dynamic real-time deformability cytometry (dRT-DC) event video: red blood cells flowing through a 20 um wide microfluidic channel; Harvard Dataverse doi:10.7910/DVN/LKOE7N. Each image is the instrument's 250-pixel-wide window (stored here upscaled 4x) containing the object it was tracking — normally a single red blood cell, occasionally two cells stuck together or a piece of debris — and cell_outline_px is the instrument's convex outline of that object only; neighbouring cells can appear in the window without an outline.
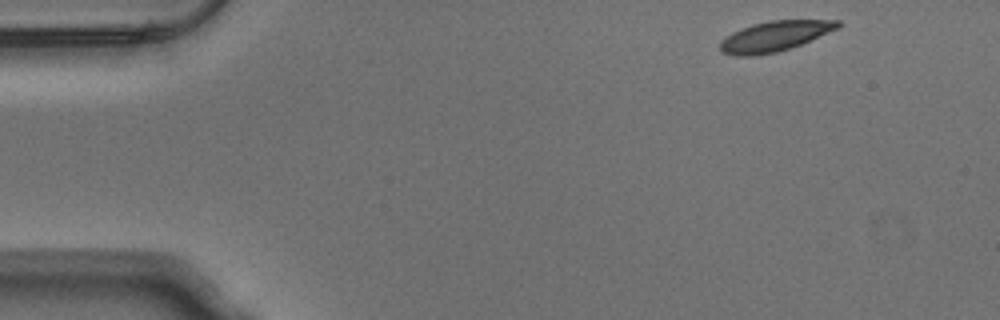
{"species": "Egyptian fruit bat (a non-hibernating species)", "species_latin": "Rousettus aegyptiacus", "temperature_condition": "warm", "stored_images_in_passage": 48, "camera_frame_rate_fps": 3000, "um_per_image_px": 0.085, "animal": {"sex": "male"}, "frame": {"image": 1, "passage_image": 1, "time_ms": 0.0, "image_size_px": [1000, 320], "cell_outline_px": [[844, 24], [840, 28], [792, 48], [776, 52], [752, 56], [736, 56], [720, 52], [720, 40], [732, 32], [752, 24], [772, 20], [840, 20]], "centroid_in_image_um": [65.88, 3.08], "position_along_channel_um": 19.1, "area_um2": 20.98}}
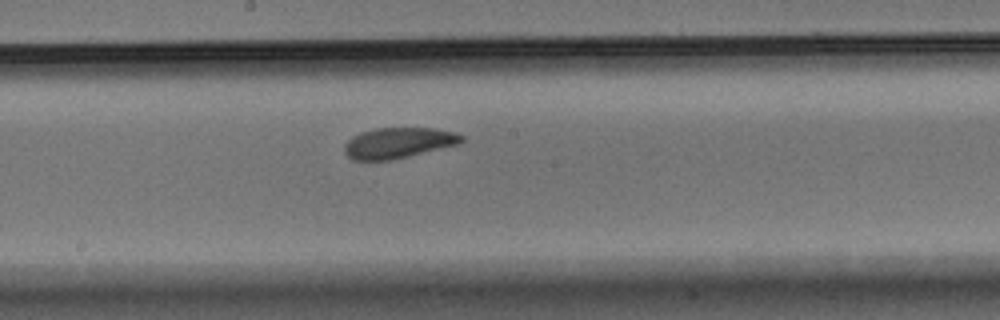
{"frame": {"image": 2, "passage_image": 24, "time_ms": 7.667, "image_size_px": [1000, 320], "cell_outline_px": [[464, 140], [456, 144], [392, 160], [352, 160], [344, 152], [344, 144], [352, 136], [360, 132], [376, 128], [432, 128], [452, 132], [464, 136]], "centroid_in_image_um": [33.79, 12.14], "position_along_channel_um": 214.4, "area_um2": 20.69}}
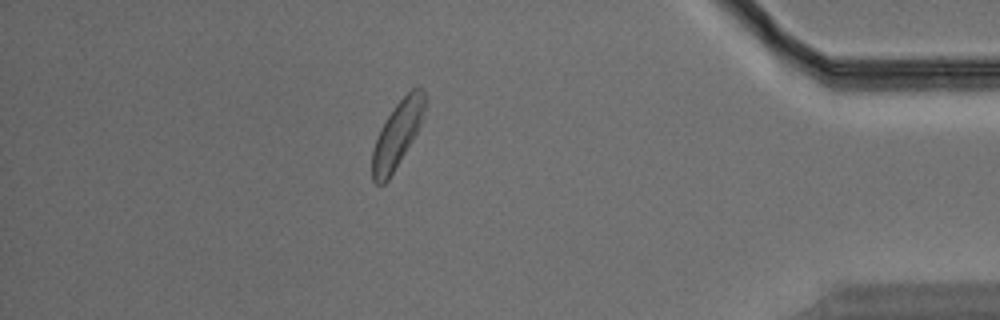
{"frame": {"image": 3, "passage_image": 42, "time_ms": 13.667, "image_size_px": [1000, 320], "cell_outline_px": [[428, 96], [420, 124], [412, 140], [388, 180], [384, 184], [376, 184], [372, 180], [372, 148], [380, 128], [396, 104], [412, 88], [420, 84], [424, 88]], "centroid_in_image_um": [33.78, 11.37], "position_along_channel_um": 401.4, "area_um2": 20.29}, "authors_computed_cell_mechanics": {"area_um2": 21.2704, "velocity_mm_per_s": 3.776, "shape_relaxation_time_tau1_ms": 3.4158, "shape_relaxation_time_tau2_ms": 3.8106, "deformation_change_tau1": 0.1088, "deformation_change_tau2": 0.096}}